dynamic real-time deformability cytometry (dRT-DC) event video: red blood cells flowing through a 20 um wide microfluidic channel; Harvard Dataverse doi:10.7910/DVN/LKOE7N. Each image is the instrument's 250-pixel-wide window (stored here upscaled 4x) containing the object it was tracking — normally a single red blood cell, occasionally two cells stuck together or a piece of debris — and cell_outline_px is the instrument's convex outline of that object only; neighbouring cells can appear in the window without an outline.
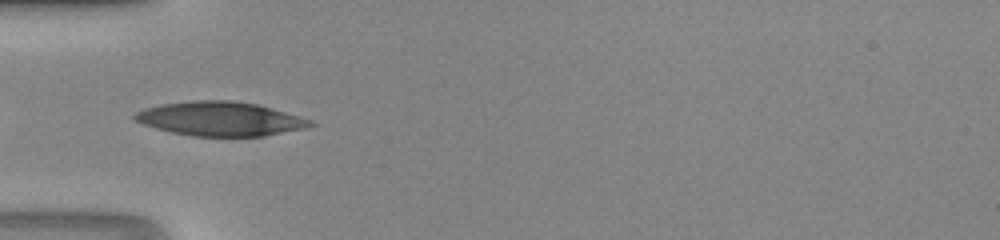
{"species": "human", "species_latin": "Homo sapiens", "temperature_condition": "room temperature", "stored_images_in_passage": 32, "camera_frame_rate_fps": 3000, "um_per_image_px": 0.085, "donor": {"sex": "male"}, "frame": {"image": 1, "passage_image": 1, "time_ms": 0.0, "image_size_px": [1000, 240], "cell_outline_px": [[316, 124], [304, 128], [264, 136], [192, 136], [172, 132], [156, 128], [132, 120], [132, 116], [136, 112], [144, 108], [160, 104], [192, 100], [232, 100], [256, 104], [272, 108], [300, 116], [312, 120]], "centroid_in_image_um": [18.69, 10.09], "position_along_channel_um": 66.3, "area_um2": 34.97}}
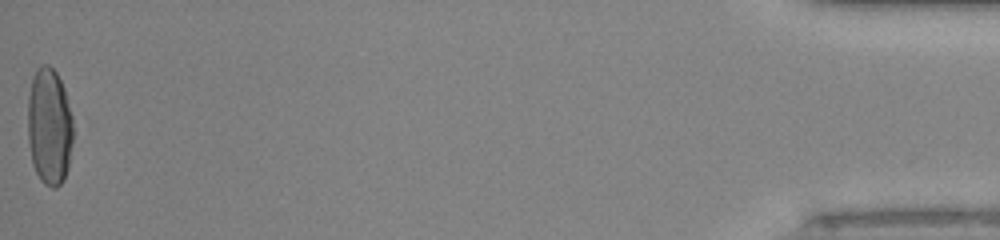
{"frame": {"image": 2, "passage_image": 32, "time_ms": 10.333, "image_size_px": [1000, 240], "cell_outline_px": [[72, 144], [68, 168], [64, 180], [56, 188], [52, 188], [44, 184], [40, 180], [32, 164], [28, 140], [28, 96], [32, 76], [36, 68], [40, 64], [48, 64], [56, 72], [64, 88], [72, 116]], "centroid_in_image_um": [4.18, 10.75], "position_along_channel_um": 431.0, "area_um2": 31.33}}